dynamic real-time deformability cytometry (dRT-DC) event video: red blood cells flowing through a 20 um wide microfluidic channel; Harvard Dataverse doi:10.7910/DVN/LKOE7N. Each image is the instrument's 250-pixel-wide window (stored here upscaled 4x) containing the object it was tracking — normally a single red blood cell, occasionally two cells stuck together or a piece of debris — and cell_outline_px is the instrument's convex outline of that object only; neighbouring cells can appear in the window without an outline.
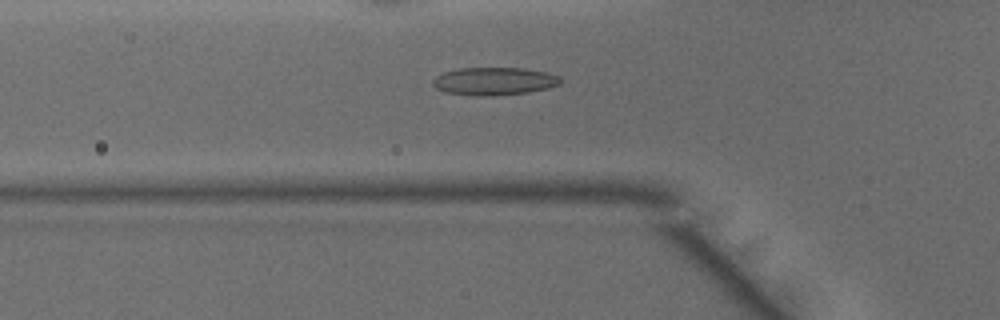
{"species": "common noctule bat (a hibernating species)", "species_latin": "Nyctalus noctula", "temperature_condition": "warm", "stored_images_in_passage": 48, "camera_frame_rate_fps": 3000, "um_per_image_px": 0.085, "animal": {"sex": "male", "body_mass_g": 15.6}, "frame": {"image": 1, "passage_image": 16, "time_ms": 5.0, "image_size_px": [1000, 320], "cell_outline_px": [[560, 84], [548, 88], [528, 92], [492, 96], [476, 96], [448, 92], [436, 88], [432, 84], [432, 80], [436, 76], [444, 72], [460, 68], [524, 68], [544, 72], [560, 76]], "centroid_in_image_um": [42.0, 6.9], "position_along_channel_um": 83.8, "area_um2": 20.58}}
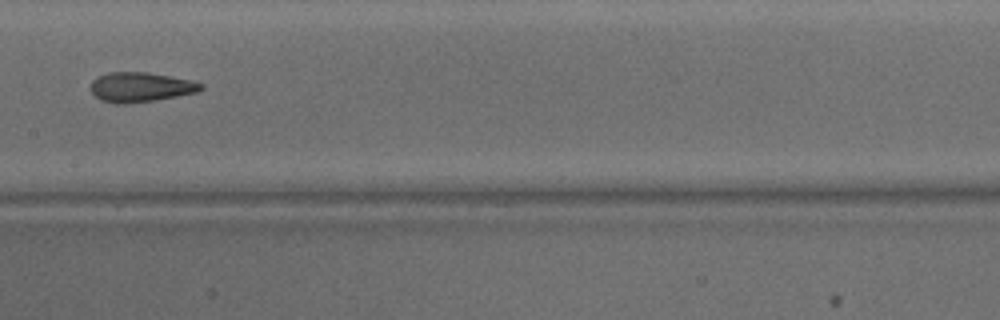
{"frame": {"image": 2, "passage_image": 24, "time_ms": 7.667, "image_size_px": [1000, 320], "cell_outline_px": [[204, 88], [196, 92], [156, 100], [124, 104], [120, 104], [100, 100], [88, 88], [92, 80], [108, 72], [148, 72], [192, 80], [204, 84]], "centroid_in_image_um": [11.94, 7.4], "position_along_channel_um": 195.5, "area_um2": 19.13}}
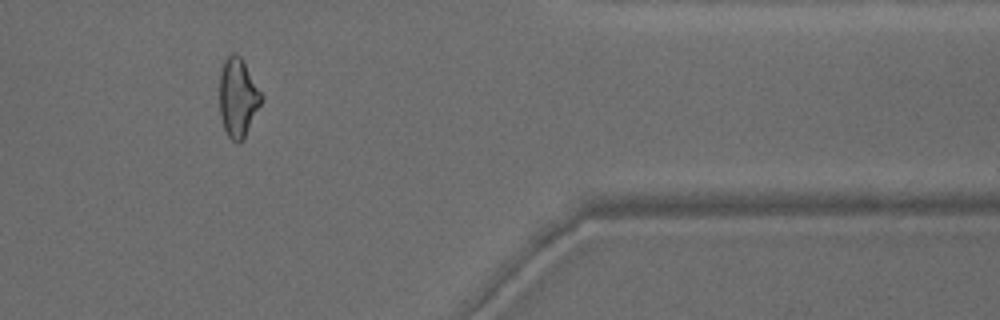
{"frame": {"image": 3, "passage_image": 40, "time_ms": 13.0, "image_size_px": [1000, 320], "cell_outline_px": [[264, 96], [240, 144], [236, 144], [228, 136], [224, 128], [220, 116], [220, 72], [224, 60], [228, 52], [236, 52], [240, 56]], "centroid_in_image_um": [20.2, 8.25], "position_along_channel_um": 391.2, "area_um2": 19.13}, "authors_computed_cell_mechanics": {"area_um2": 19.7098, "velocity_mm_per_s": 4.1481, "shape_relaxation_time_tau1_ms": null, "shape_relaxation_time_tau2_ms": 2.378, "deformation_change_tau1": null, "deformation_change_tau2": 0.1063}}